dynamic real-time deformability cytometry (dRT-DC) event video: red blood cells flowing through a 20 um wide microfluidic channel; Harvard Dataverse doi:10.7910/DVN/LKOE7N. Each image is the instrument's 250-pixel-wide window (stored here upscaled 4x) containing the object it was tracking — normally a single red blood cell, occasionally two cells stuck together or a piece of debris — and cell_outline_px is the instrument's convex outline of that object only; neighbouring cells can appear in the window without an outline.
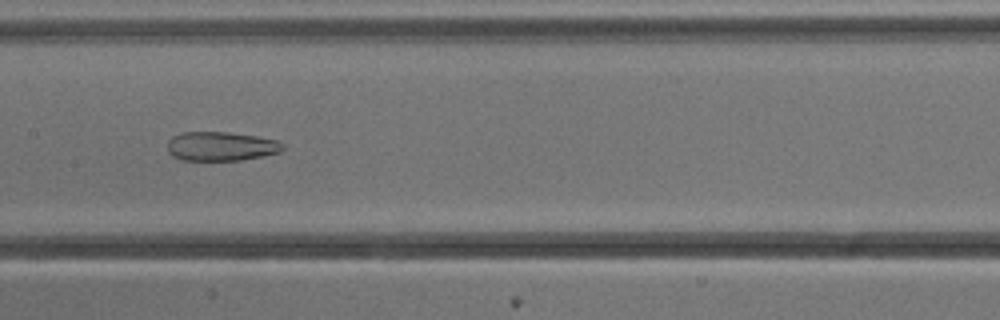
{"species": "common noctule bat (a hibernating species)", "species_latin": "Nyctalus noctula", "temperature_condition": "cold", "stored_images_in_passage": 53, "camera_frame_rate_fps": 3000, "um_per_image_px": 0.085, "animal": {"sex": "male", "body_mass_g": 13.3}, "frame": {"image": 1, "passage_image": 26, "time_ms": 8.333, "image_size_px": [1000, 320], "cell_outline_px": [[284, 148], [280, 152], [264, 156], [240, 160], [184, 160], [172, 156], [168, 152], [168, 140], [172, 136], [180, 132], [228, 132], [256, 136], [276, 140], [284, 144]], "centroid_in_image_um": [18.78, 12.43], "position_along_channel_um": 188.6, "area_um2": 19.65}}
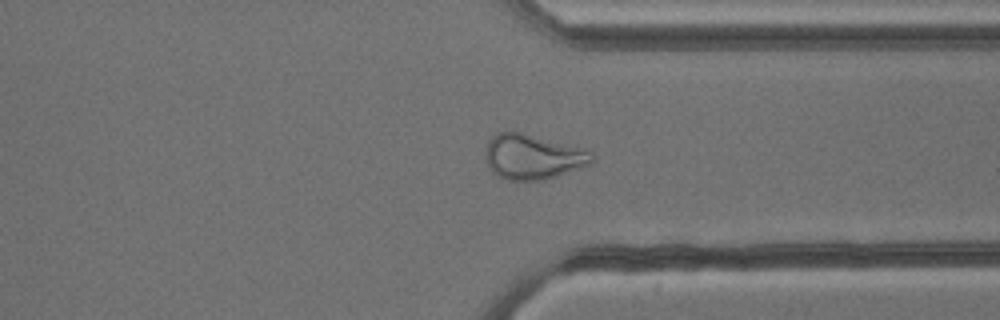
{"frame": {"image": 2, "passage_image": 40, "time_ms": 13.0, "image_size_px": [1000, 320], "cell_outline_px": [[596, 160], [592, 164], [544, 180], [504, 180], [496, 176], [488, 168], [484, 156], [488, 140], [496, 132], [520, 132], [580, 148], [592, 152], [596, 156]], "centroid_in_image_um": [45.26, 13.35], "position_along_channel_um": 366.1, "area_um2": 28.09}}
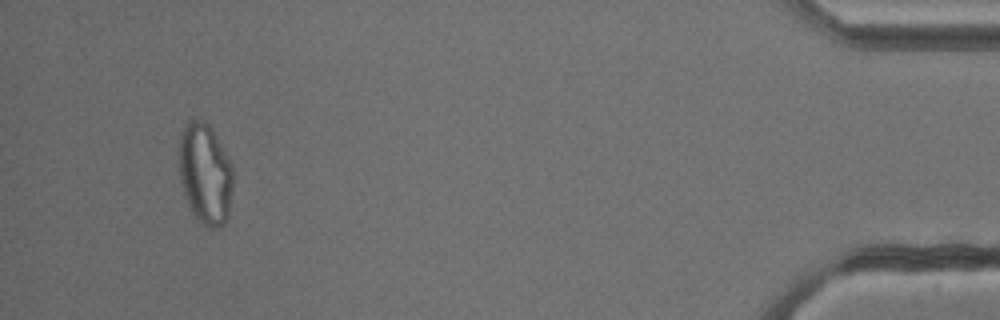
{"frame": {"image": 3, "passage_image": 50, "time_ms": 16.333, "image_size_px": [1000, 320], "cell_outline_px": [[232, 188], [228, 220], [224, 224], [216, 228], [208, 228], [196, 220], [184, 196], [180, 180], [180, 132], [184, 124], [188, 120], [200, 116], [212, 128], [232, 164]], "centroid_in_image_um": [17.44, 14.75], "position_along_channel_um": 417.8, "area_um2": 32.31}, "authors_computed_cell_mechanics": {"area_um2": 28.7844, "velocity_mm_per_s": 3.8404, "shape_relaxation_time_tau1_ms": null, "shape_relaxation_time_tau2_ms": 2.4487, "deformation_change_tau1": null, "deformation_change_tau2": 0.1078}}